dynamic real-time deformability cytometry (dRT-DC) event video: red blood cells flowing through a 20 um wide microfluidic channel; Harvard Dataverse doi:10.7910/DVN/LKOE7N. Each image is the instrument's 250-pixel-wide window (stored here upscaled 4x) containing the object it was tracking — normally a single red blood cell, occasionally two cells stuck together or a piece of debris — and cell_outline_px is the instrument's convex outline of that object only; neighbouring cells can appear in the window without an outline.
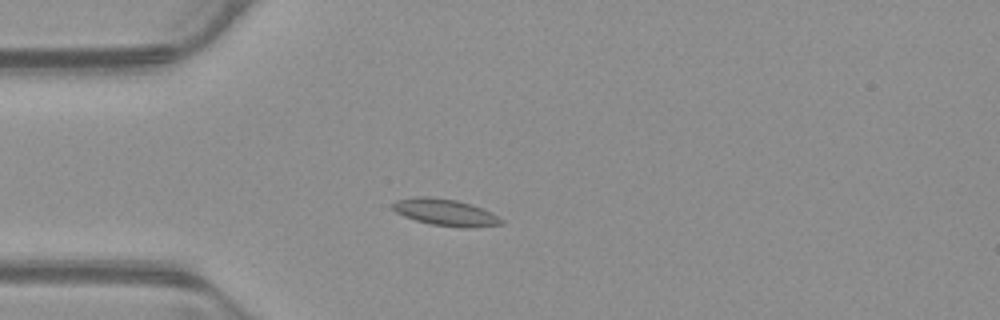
{"species": "common noctule bat (a hibernating species)", "species_latin": "Nyctalus noctula", "temperature_condition": "warm", "stored_images_in_passage": 51, "camera_frame_rate_fps": 3000, "um_per_image_px": 0.085, "animal": {"sex": "male", "body_mass_g": 23.1, "forearm_length_mm": 52.7}, "frame": {"image": 1, "passage_image": 12, "time_ms": 3.667, "image_size_px": [1000, 320], "cell_outline_px": [[504, 224], [472, 228], [464, 228], [432, 224], [416, 220], [404, 216], [396, 212], [388, 204], [396, 200], [416, 196], [428, 196], [456, 200], [472, 204], [492, 212], [504, 220]], "centroid_in_image_um": [37.86, 18.04], "position_along_channel_um": 47.1, "area_um2": 17.17}}
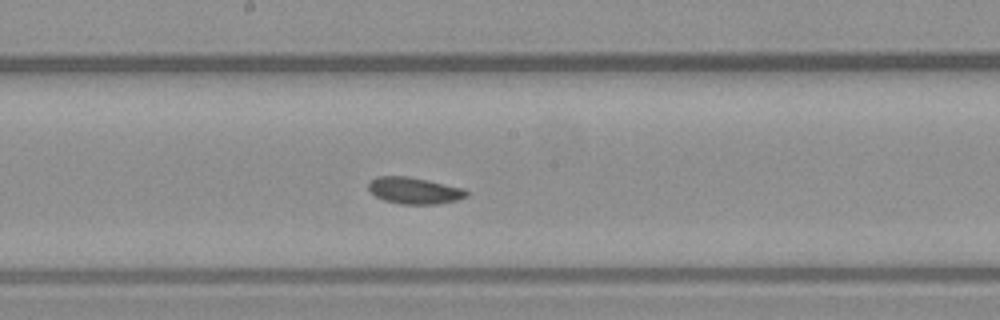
{"frame": {"image": 2, "passage_image": 26, "time_ms": 8.333, "image_size_px": [1000, 320], "cell_outline_px": [[468, 196], [456, 200], [436, 204], [400, 204], [384, 200], [376, 196], [368, 188], [368, 180], [376, 176], [408, 176], [428, 180], [464, 188], [468, 192]], "centroid_in_image_um": [35.2, 16.19], "position_along_channel_um": 213.0, "area_um2": 15.26}}
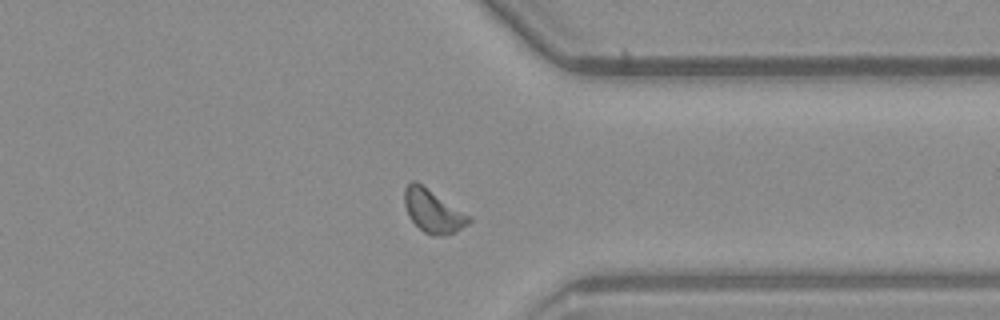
{"frame": {"image": 3, "passage_image": 39, "time_ms": 12.667, "image_size_px": [1000, 320], "cell_outline_px": [[472, 220], [468, 224], [444, 236], [432, 236], [424, 232], [408, 216], [404, 204], [404, 188], [412, 180], [416, 180], [472, 216]], "centroid_in_image_um": [36.8, 17.92], "position_along_channel_um": 374.6, "area_um2": 16.3}, "authors_computed_cell_mechanics": {"area_um2": 15.3748, "velocity_mm_per_s": 3.8412, "shape_relaxation_time_tau1_ms": null, "shape_relaxation_time_tau2_ms": 6.5766, "deformation_change_tau1": null, "deformation_change_tau2": 0.1127}}